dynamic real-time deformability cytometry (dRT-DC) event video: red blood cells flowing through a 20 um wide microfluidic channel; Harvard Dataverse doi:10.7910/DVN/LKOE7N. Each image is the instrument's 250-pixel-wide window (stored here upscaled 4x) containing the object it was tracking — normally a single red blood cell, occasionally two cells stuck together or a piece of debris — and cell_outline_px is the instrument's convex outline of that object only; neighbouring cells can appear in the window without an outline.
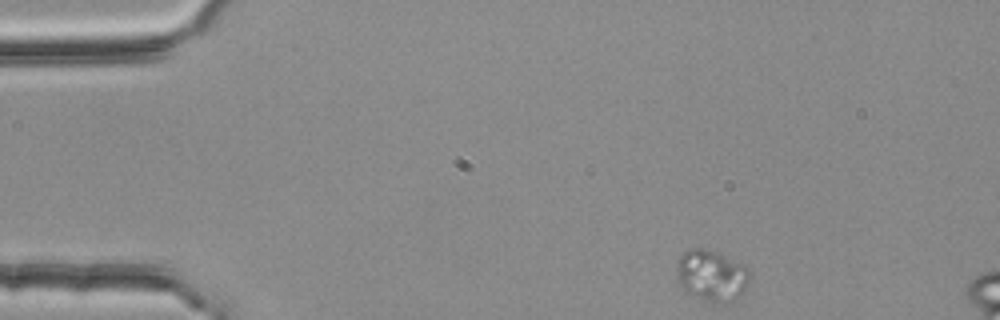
{"species": "common noctule bat (a hibernating species)", "species_latin": "Nyctalus noctula", "temperature_condition": "room temperature", "stored_images_in_passage": 5, "camera_frame_rate_fps": 3000, "um_per_image_px": 0.085, "animal": {"sex": "female", "body_mass_g": 25.1}, "frame": {"image": 1, "passage_image": 1, "time_ms": 0.0, "image_size_px": [1000, 320], "cell_outline_px": [[748, 288], [736, 300], [728, 304], [720, 304], [704, 300], [684, 292], [676, 276], [676, 260], [688, 248], [708, 248], [748, 268]], "centroid_in_image_um": [60.45, 23.45], "position_along_channel_um": 24.5, "area_um2": 22.2}}